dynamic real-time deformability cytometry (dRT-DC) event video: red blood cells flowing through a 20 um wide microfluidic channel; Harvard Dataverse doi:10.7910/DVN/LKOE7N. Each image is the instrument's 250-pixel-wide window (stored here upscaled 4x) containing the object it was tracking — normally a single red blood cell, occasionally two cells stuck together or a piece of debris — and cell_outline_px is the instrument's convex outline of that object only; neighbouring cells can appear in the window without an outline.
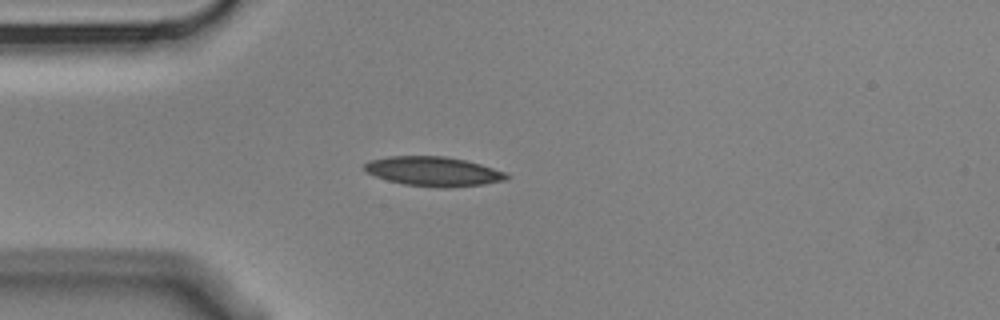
{"species": "Egyptian fruit bat (a non-hibernating species)", "species_latin": "Rousettus aegyptiacus", "temperature_condition": "cold", "stored_images_in_passage": 4, "camera_frame_rate_fps": 3000, "um_per_image_px": 0.085, "animal": {"sex": "male"}, "frame": {"image": 1, "passage_image": 4, "time_ms": 1.0, "image_size_px": [1000, 320], "cell_outline_px": [[508, 180], [484, 184], [448, 188], [436, 188], [404, 184], [388, 180], [376, 176], [368, 172], [364, 168], [364, 164], [368, 160], [388, 156], [444, 156], [464, 160], [480, 164], [508, 172]], "centroid_in_image_um": [36.87, 14.57], "position_along_channel_um": 48.1, "area_um2": 24.51}}